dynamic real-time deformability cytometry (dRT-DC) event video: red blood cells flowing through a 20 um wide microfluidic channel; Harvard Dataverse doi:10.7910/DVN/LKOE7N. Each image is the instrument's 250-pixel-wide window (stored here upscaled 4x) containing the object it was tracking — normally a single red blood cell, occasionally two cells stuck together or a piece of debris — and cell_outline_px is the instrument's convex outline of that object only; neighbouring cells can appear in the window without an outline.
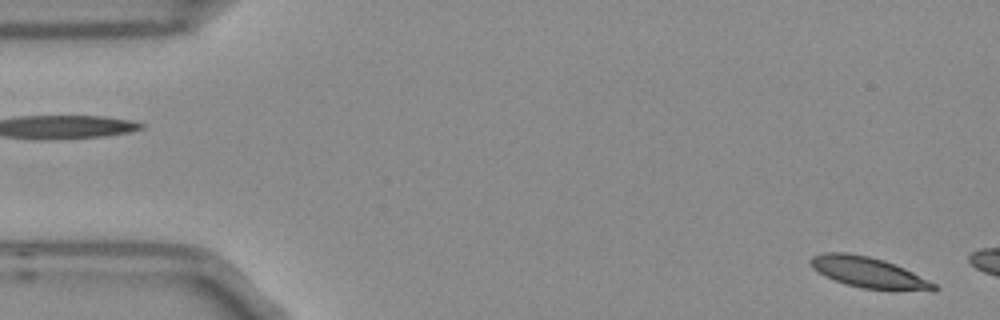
{"species": "Egyptian fruit bat (a non-hibernating species)", "species_latin": "Rousettus aegyptiacus", "temperature_condition": "room temperature", "stored_images_in_passage": 5, "segment_of_instrument_passage": [2, 2], "camera_frame_rate_fps": 3000, "um_per_image_px": 0.085, "frame": {"image": 1, "passage_image": 5, "time_ms": 1.333, "image_size_px": [1000, 320], "cell_outline_px": [[940, 288], [860, 288], [824, 276], [812, 268], [808, 260], [812, 256], [824, 252], [848, 252], [868, 256], [884, 260], [904, 268], [936, 284]], "centroid_in_image_um": [73.65, 23.08], "position_along_channel_um": 11.4, "area_um2": 21.1}}